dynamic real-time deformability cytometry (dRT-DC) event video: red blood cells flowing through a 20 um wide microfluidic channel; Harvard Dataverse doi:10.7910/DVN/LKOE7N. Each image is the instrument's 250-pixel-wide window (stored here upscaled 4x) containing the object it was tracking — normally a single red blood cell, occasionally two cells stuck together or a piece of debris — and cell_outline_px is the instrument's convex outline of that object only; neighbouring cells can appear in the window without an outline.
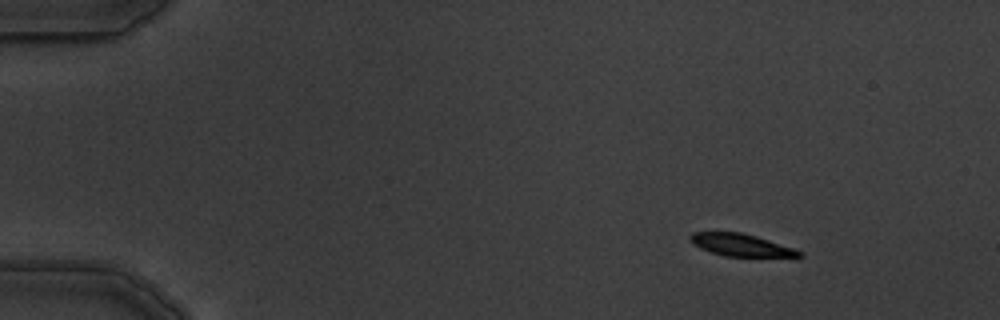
{"species": "common noctule bat (a hibernating species)", "species_latin": "Nyctalus noctula", "temperature_condition": "warm", "stored_images_in_passage": 4, "camera_frame_rate_fps": 3000, "um_per_image_px": 0.085, "animal": {"sex": "male", "body_mass_g": 19.5, "forearm_length_mm": 54.6}, "frame": {"image": 1, "passage_image": 2, "time_ms": 1.333, "image_size_px": [1000, 320], "cell_outline_px": [[804, 256], [724, 256], [700, 248], [692, 244], [688, 240], [688, 236], [692, 232], [740, 232], [756, 236], [796, 248], [804, 252]], "centroid_in_image_um": [62.97, 20.81], "position_along_channel_um": 22.0, "area_um2": 14.22}}